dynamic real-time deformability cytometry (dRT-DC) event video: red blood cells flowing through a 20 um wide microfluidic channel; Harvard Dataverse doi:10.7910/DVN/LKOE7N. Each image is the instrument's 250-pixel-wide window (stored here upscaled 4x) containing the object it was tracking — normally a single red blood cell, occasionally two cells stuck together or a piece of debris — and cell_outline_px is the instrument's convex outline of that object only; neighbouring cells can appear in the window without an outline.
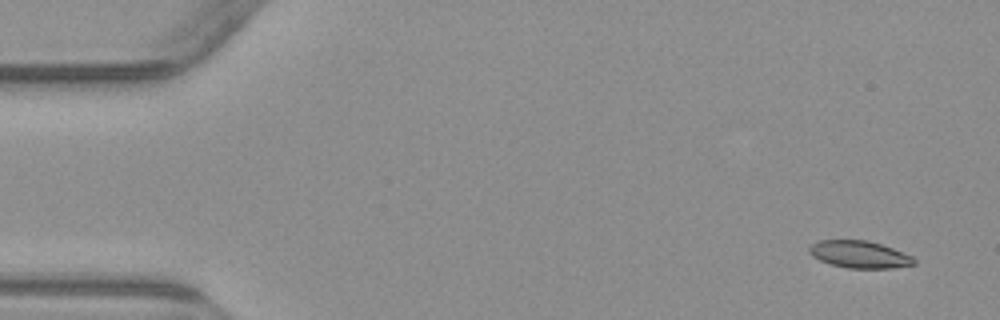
{"species": "common noctule bat (a hibernating species)", "species_latin": "Nyctalus noctula", "temperature_condition": "warm", "stored_images_in_passage": 4, "camera_frame_rate_fps": 3000, "um_per_image_px": 0.085, "animal": {"sex": "male", "body_mass_g": 23.1, "forearm_length_mm": 52.7}, "frame": {"image": 1, "passage_image": 1, "time_ms": 0.0, "image_size_px": [1000, 320], "cell_outline_px": [[916, 264], [892, 268], [848, 268], [832, 264], [820, 260], [812, 256], [808, 252], [808, 248], [812, 244], [820, 240], [868, 240], [892, 248], [912, 256], [916, 260]], "centroid_in_image_um": [73.05, 21.62], "position_along_channel_um": 11.9, "area_um2": 16.53}}
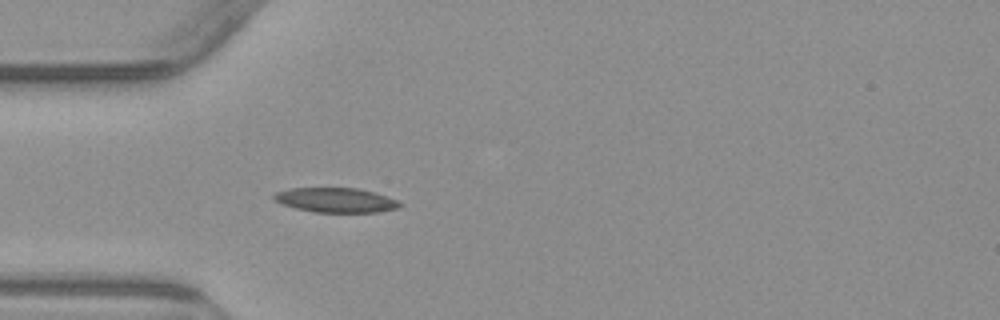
{"frame": {"image": 2, "passage_image": 4, "time_ms": 4.333, "image_size_px": [1000, 320], "cell_outline_px": [[404, 204], [400, 208], [376, 212], [316, 212], [296, 208], [284, 204], [276, 200], [272, 196], [276, 192], [288, 188], [356, 188], [376, 192], [396, 200]], "centroid_in_image_um": [28.59, 17.0], "position_along_channel_um": 56.4, "area_um2": 17.98}}